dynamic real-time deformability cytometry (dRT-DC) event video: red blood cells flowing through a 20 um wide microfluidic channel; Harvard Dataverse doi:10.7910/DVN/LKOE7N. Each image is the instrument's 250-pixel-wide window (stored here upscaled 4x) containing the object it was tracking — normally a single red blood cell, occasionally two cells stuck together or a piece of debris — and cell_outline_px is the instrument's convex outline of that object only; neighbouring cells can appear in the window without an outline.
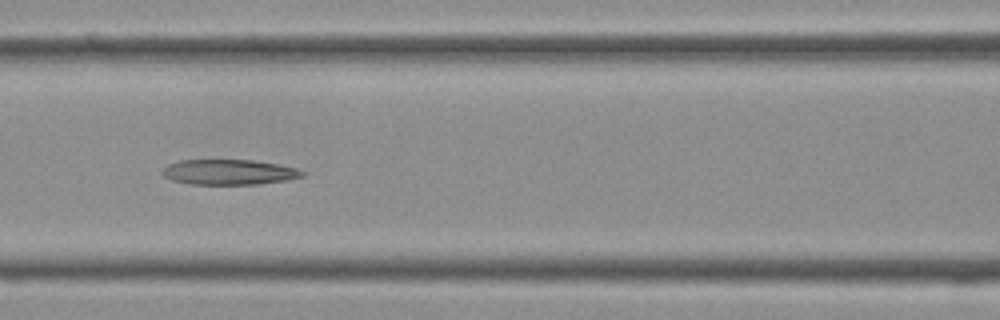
{"species": "Egyptian fruit bat (a non-hibernating species)", "species_latin": "Rousettus aegyptiacus", "temperature_condition": "cold", "stored_images_in_passage": 38, "camera_frame_rate_fps": 3000, "um_per_image_px": 0.085, "frame": {"image": 1, "passage_image": 16, "time_ms": 5.0, "image_size_px": [1000, 320], "cell_outline_px": [[304, 176], [284, 180], [256, 184], [188, 184], [172, 180], [164, 176], [160, 172], [168, 164], [180, 160], [252, 160], [276, 164], [296, 168], [304, 172]], "centroid_in_image_um": [19.41, 14.63], "position_along_channel_um": 147.2, "area_um2": 20.4}}
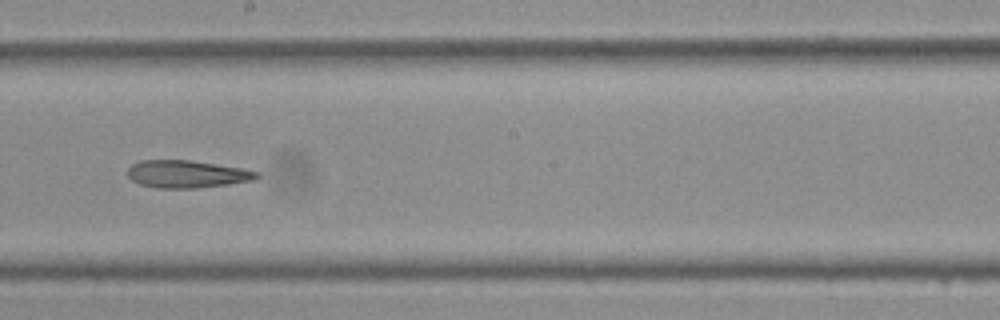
{"frame": {"image": 2, "passage_image": 21, "time_ms": 6.667, "image_size_px": [1000, 320], "cell_outline_px": [[260, 176], [252, 180], [228, 184], [196, 188], [156, 188], [140, 184], [132, 180], [128, 176], [128, 168], [132, 164], [140, 160], [188, 160], [216, 164], [240, 168], [260, 172]], "centroid_in_image_um": [15.86, 14.79], "position_along_channel_um": 232.3, "area_um2": 20.58}}
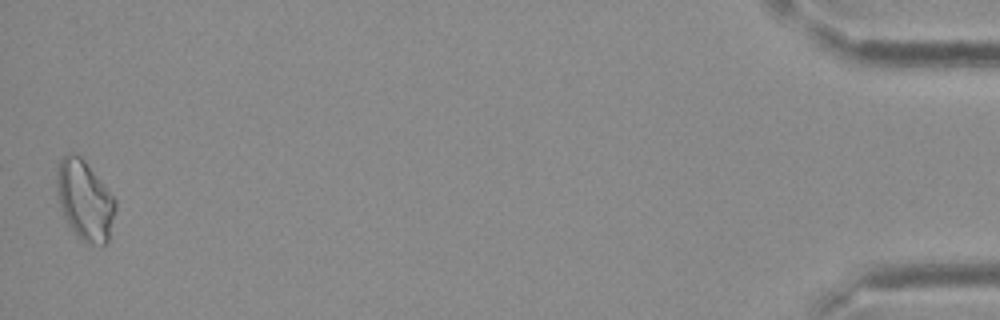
{"frame": {"image": 3, "passage_image": 38, "time_ms": 12.333, "image_size_px": [1000, 320], "cell_outline_px": [[116, 208], [108, 240], [104, 244], [100, 244], [80, 240], [68, 224], [60, 208], [56, 184], [56, 180], [60, 160], [68, 152], [72, 152], [80, 156], [84, 160], [116, 200]], "centroid_in_image_um": [7.19, 17.01], "position_along_channel_um": 428.0, "area_um2": 26.82}}